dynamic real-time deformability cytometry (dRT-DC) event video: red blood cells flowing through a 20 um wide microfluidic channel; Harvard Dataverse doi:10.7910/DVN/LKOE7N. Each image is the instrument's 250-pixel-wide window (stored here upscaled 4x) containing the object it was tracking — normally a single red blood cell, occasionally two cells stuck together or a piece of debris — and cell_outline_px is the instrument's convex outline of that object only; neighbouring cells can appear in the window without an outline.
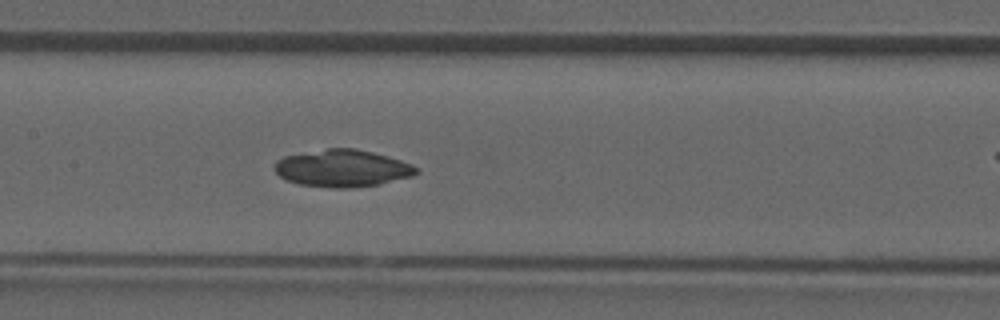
{"species": "common noctule bat (a hibernating species)", "species_latin": "Nyctalus noctula", "temperature_condition": "room temperature", "stored_images_in_passage": 37, "camera_frame_rate_fps": 3000, "um_per_image_px": 0.085, "animal": {"sex": "male", "forearm_length_mm": 52.5}, "frame": {"image": 1, "passage_image": 22, "time_ms": 7.0, "image_size_px": [1000, 320], "cell_outline_px": [[420, 172], [412, 176], [380, 184], [352, 188], [336, 188], [300, 184], [288, 180], [280, 176], [272, 168], [276, 160], [284, 156], [328, 148], [356, 148], [388, 156], [412, 164], [420, 168]], "centroid_in_image_um": [29.12, 14.3], "position_along_channel_um": 178.3, "area_um2": 30.81}}